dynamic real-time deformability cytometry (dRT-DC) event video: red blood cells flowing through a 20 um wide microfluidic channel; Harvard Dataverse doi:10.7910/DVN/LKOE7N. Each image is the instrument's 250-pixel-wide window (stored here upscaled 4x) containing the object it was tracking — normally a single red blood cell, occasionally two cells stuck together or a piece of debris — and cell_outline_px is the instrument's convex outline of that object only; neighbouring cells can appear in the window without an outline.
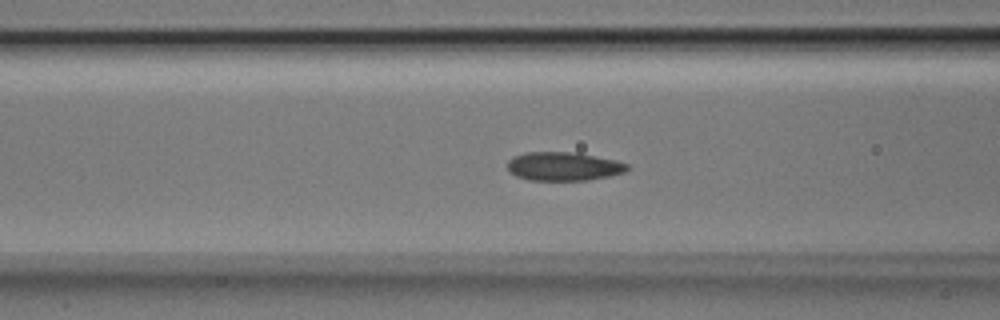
{"species": "Egyptian fruit bat (a non-hibernating species)", "species_latin": "Rousettus aegyptiacus", "temperature_condition": "room temperature", "stored_images_in_passage": 35, "camera_frame_rate_fps": 3000, "um_per_image_px": 0.085, "animal": {"sex": "male"}, "frame": {"image": 1, "passage_image": 4, "time_ms": 1.0, "image_size_px": [1000, 320], "cell_outline_px": [[628, 168], [624, 172], [608, 176], [588, 180], [528, 180], [516, 176], [508, 172], [508, 160], [512, 156], [524, 152], [576, 152], [616, 160], [628, 164]], "centroid_in_image_um": [47.85, 14.13], "position_along_channel_um": 118.7, "area_um2": 20.11}}
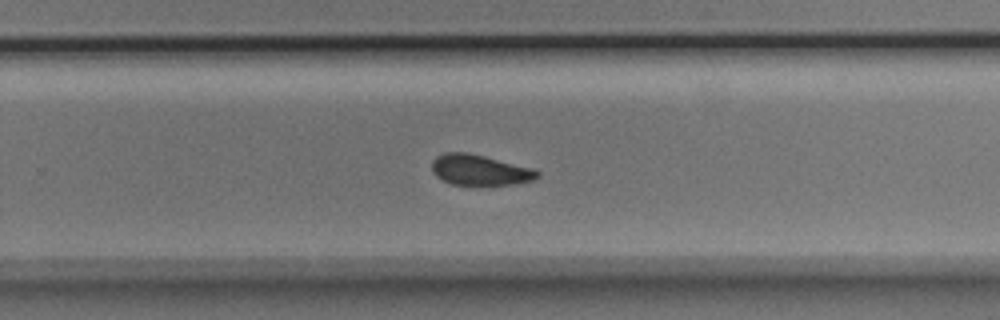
{"frame": {"image": 2, "passage_image": 17, "time_ms": 5.333, "image_size_px": [1000, 320], "cell_outline_px": [[540, 176], [532, 180], [516, 184], [488, 188], [452, 184], [436, 176], [432, 172], [432, 160], [436, 156], [444, 152], [468, 152], [536, 168], [540, 172]], "centroid_in_image_um": [40.83, 14.49], "position_along_channel_um": 289.0, "area_um2": 19.83}}
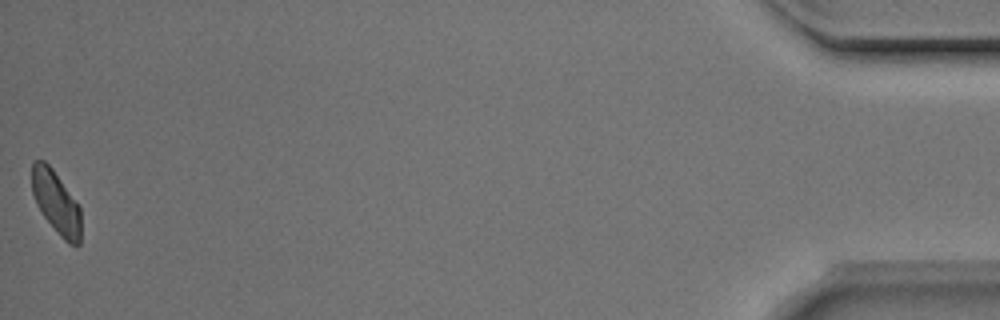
{"frame": {"image": 3, "passage_image": 35, "time_ms": 11.333, "image_size_px": [1000, 320], "cell_outline_px": [[80, 244], [68, 244], [60, 236], [44, 216], [36, 204], [32, 192], [32, 160], [44, 160], [52, 168], [80, 208]], "centroid_in_image_um": [4.75, 17.19], "position_along_channel_um": 430.5, "area_um2": 17.63}}